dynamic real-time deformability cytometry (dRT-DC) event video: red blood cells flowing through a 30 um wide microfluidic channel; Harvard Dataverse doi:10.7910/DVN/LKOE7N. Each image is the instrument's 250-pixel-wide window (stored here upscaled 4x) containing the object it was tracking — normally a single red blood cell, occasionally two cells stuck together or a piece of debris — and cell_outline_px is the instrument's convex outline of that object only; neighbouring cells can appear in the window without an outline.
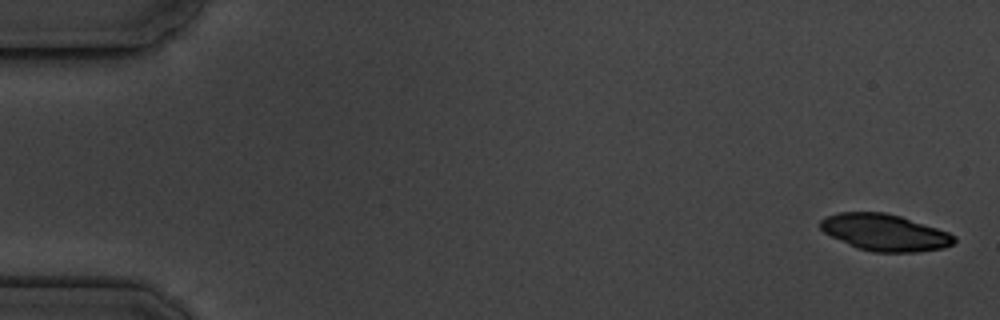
{"species": "common noctule bat (a hibernating species)", "species_latin": "Nyctalus noctula", "temperature_condition": "cold", "stored_images_in_passage": 5, "camera_frame_rate_fps": 3000, "um_per_image_px": 0.085, "animal": {"sex": "male", "body_mass_g": 19.5, "forearm_length_mm": 54.6}, "frame": {"image": 1, "passage_image": 1, "time_ms": 0.0, "image_size_px": [1000, 320], "cell_outline_px": [[956, 240], [952, 244], [944, 248], [916, 252], [872, 252], [856, 248], [824, 232], [820, 228], [820, 220], [828, 216], [840, 212], [884, 212], [900, 216], [948, 232], [956, 236]], "centroid_in_image_um": [75.21, 19.77], "position_along_channel_um": 9.8, "area_um2": 28.44}}